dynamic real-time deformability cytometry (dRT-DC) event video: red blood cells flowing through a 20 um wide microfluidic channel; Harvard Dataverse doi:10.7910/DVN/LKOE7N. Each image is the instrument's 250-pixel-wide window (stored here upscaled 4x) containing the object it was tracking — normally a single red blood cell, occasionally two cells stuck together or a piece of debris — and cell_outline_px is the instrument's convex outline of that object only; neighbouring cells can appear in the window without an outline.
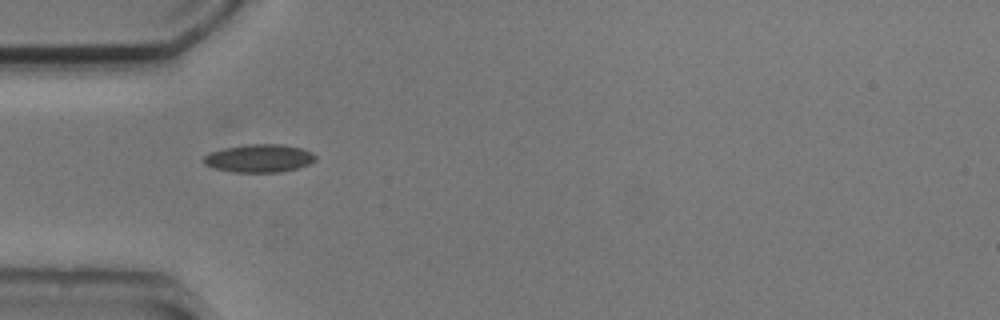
{"species": "common noctule bat (a hibernating species)", "species_latin": "Nyctalus noctula", "temperature_condition": "cold", "stored_images_in_passage": 8, "camera_frame_rate_fps": 3000, "um_per_image_px": 0.085, "animal": {"sex": "male", "body_mass_g": 20.5, "forearm_length_mm": 52.5}, "frame": {"image": 1, "passage_image": 1, "time_ms": 0.0, "image_size_px": [1000, 320], "cell_outline_px": [[316, 160], [308, 164], [296, 168], [280, 172], [232, 172], [212, 168], [204, 164], [200, 160], [204, 156], [212, 152], [224, 148], [248, 144], [280, 144], [300, 148], [312, 152], [316, 156]], "centroid_in_image_um": [21.99, 13.46], "position_along_channel_um": 63.0, "area_um2": 18.26}}